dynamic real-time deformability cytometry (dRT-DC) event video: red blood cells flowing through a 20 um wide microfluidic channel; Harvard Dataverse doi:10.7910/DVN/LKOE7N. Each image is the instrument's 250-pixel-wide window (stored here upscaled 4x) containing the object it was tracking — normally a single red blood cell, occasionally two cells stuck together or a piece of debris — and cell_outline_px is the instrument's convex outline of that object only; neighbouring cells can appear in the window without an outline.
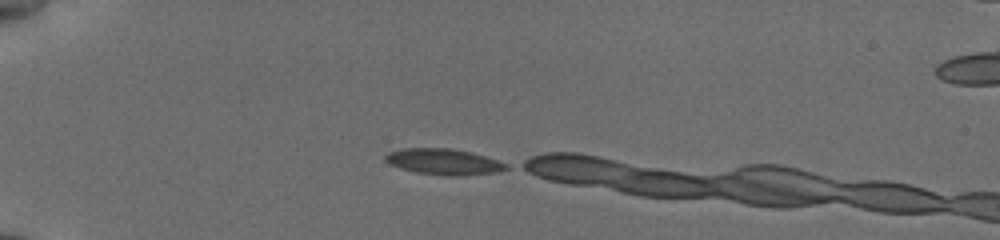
{"species": "common noctule bat (a hibernating species)", "species_latin": "Nyctalus noctula", "temperature_condition": "cold", "stored_images_in_passage": 8, "camera_frame_rate_fps": 3000, "um_per_image_px": 0.085, "animal": {"sex": "female", "body_mass_g": 19.5, "forearm_length_mm": 54.1}, "frame": {"image": 1, "passage_image": 1, "time_ms": 0.0, "image_size_px": [1000, 240], "cell_outline_px": [[508, 168], [500, 172], [460, 176], [448, 176], [416, 172], [400, 168], [388, 164], [384, 160], [384, 156], [388, 152], [404, 148], [448, 148], [472, 152], [508, 164]], "centroid_in_image_um": [37.7, 13.75], "position_along_channel_um": 47.3, "area_um2": 18.38}}